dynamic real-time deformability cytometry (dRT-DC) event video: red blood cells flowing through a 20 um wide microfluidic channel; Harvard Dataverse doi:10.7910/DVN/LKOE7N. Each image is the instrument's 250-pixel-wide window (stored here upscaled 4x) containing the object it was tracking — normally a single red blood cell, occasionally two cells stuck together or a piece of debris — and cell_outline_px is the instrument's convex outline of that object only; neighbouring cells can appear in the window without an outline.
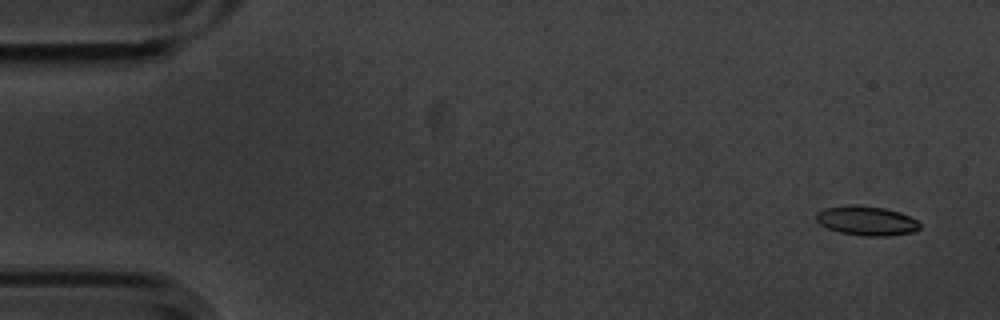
{"species": "common noctule bat (a hibernating species)", "species_latin": "Nyctalus noctula", "temperature_condition": "cold", "stored_images_in_passage": 7, "camera_frame_rate_fps": 3000, "um_per_image_px": 0.085, "animal": {"sex": "male", "body_mass_g": 20.1, "forearm_length_mm": 53.5}, "frame": {"image": 1, "passage_image": 1, "time_ms": 0.0, "image_size_px": [1000, 320], "cell_outline_px": [[920, 228], [912, 232], [888, 236], [864, 236], [840, 232], [828, 228], [820, 224], [816, 220], [816, 212], [824, 208], [856, 204], [884, 208], [900, 212], [916, 220], [920, 224]], "centroid_in_image_um": [73.64, 18.76], "position_along_channel_um": 11.4, "area_um2": 17.69}}
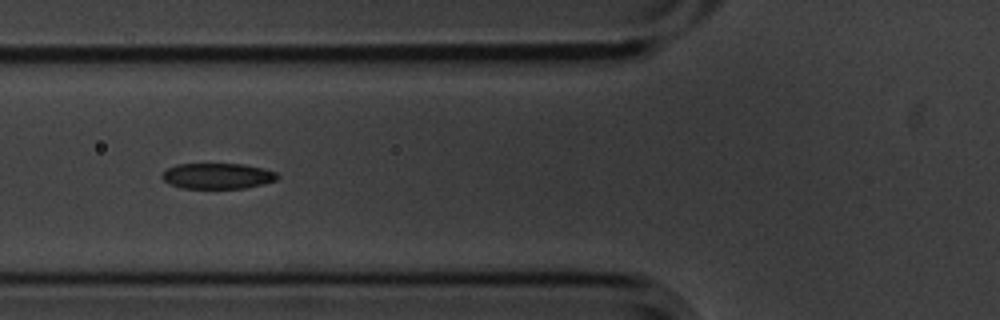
{"frame": {"image": 2, "passage_image": 6, "time_ms": 1.667, "image_size_px": [1000, 320], "cell_outline_px": [[280, 176], [276, 180], [264, 184], [244, 188], [184, 188], [168, 184], [160, 176], [168, 168], [176, 164], [244, 164], [264, 168], [276, 172]], "centroid_in_image_um": [18.51, 14.95], "position_along_channel_um": 107.3, "area_um2": 17.34}}
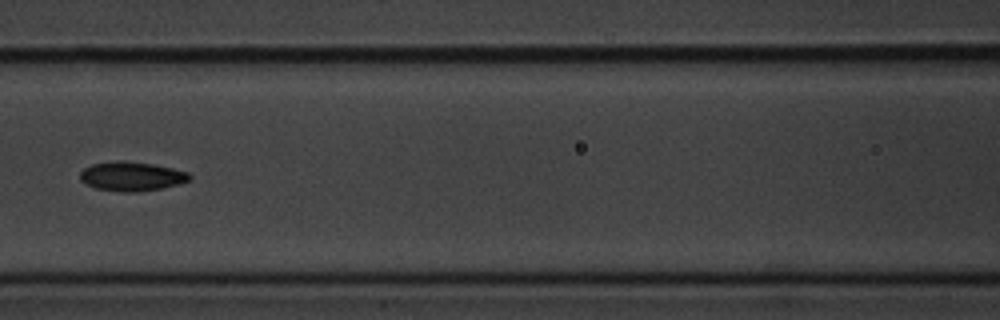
{"frame": {"image": 3, "passage_image": 7, "time_ms": 2.0, "image_size_px": [1000, 320], "cell_outline_px": [[192, 176], [188, 180], [176, 184], [160, 188], [136, 192], [124, 192], [96, 188], [84, 184], [80, 180], [80, 172], [84, 168], [92, 164], [116, 160], [124, 160], [152, 164], [172, 168], [188, 172]], "centroid_in_image_um": [11.13, 14.97], "position_along_channel_um": 155.5, "area_um2": 18.55}}